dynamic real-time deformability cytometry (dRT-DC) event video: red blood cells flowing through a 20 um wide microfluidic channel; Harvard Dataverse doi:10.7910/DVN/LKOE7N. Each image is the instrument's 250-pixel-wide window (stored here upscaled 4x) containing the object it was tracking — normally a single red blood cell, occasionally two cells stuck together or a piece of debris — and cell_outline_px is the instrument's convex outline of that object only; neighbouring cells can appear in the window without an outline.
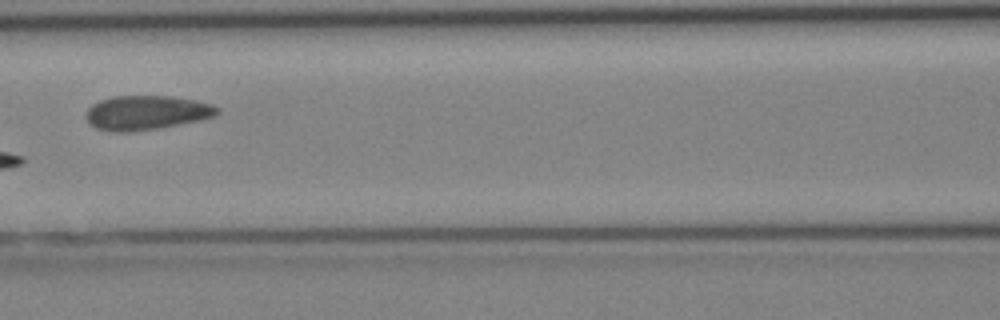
{"species": "Egyptian fruit bat (a non-hibernating species)", "species_latin": "Rousettus aegyptiacus", "temperature_condition": "cold", "stored_images_in_passage": 5, "camera_frame_rate_fps": 3000, "um_per_image_px": 0.085, "animal": {"sex": "female"}, "frame": {"image": 1, "passage_image": 5, "time_ms": 4.333, "image_size_px": [1000, 320], "cell_outline_px": [[220, 112], [216, 116], [200, 120], [160, 128], [132, 132], [112, 132], [96, 128], [88, 124], [84, 116], [88, 108], [92, 104], [100, 100], [112, 96], [168, 96], [196, 100], [212, 104], [220, 108]], "centroid_in_image_um": [12.43, 9.58], "position_along_channel_um": 154.2, "area_um2": 26.65}}